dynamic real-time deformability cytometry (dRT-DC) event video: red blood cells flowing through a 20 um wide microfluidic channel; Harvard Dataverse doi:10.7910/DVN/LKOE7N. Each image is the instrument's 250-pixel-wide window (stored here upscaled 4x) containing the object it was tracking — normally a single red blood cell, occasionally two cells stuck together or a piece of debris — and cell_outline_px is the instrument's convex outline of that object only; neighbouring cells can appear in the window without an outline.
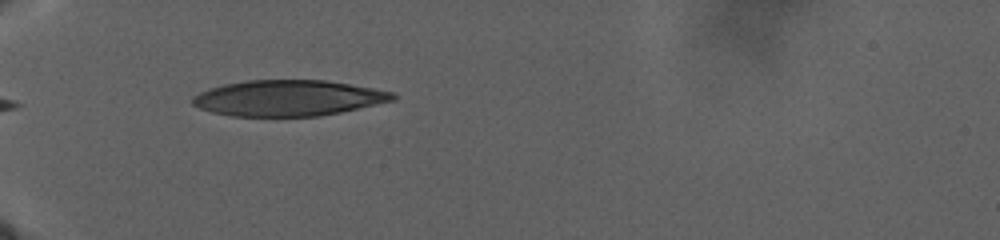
{"species": "human", "species_latin": "Homo sapiens", "temperature_condition": "warm", "stored_images_in_passage": 9, "camera_frame_rate_fps": 3000, "um_per_image_px": 0.085, "donor": {"sex": "male"}, "frame": {"image": 1, "passage_image": 1, "time_ms": 0.0, "image_size_px": [1000, 240], "cell_outline_px": [[396, 100], [340, 112], [320, 116], [232, 116], [212, 112], [200, 108], [192, 104], [192, 96], [200, 92], [224, 84], [248, 80], [324, 80], [396, 92]], "centroid_in_image_um": [24.51, 8.33], "position_along_channel_um": 60.5, "area_um2": 41.67}}
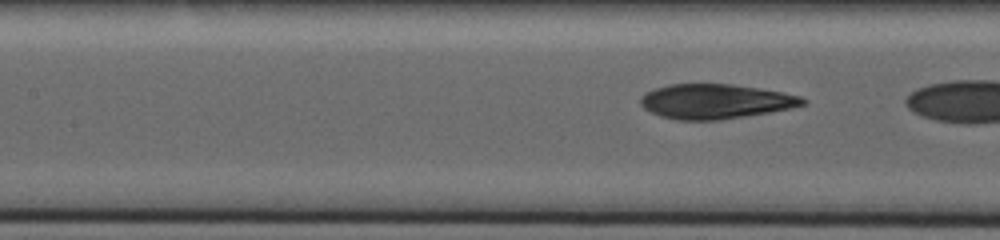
{"frame": {"image": 2, "passage_image": 7, "time_ms": 1.667, "image_size_px": [1000, 240], "cell_outline_px": [[808, 104], [792, 108], [720, 120], [676, 120], [660, 116], [644, 108], [640, 104], [640, 96], [656, 88], [668, 84], [732, 84], [760, 88], [800, 96], [808, 100]], "centroid_in_image_um": [60.82, 8.62], "position_along_channel_um": 146.6, "area_um2": 32.77}}